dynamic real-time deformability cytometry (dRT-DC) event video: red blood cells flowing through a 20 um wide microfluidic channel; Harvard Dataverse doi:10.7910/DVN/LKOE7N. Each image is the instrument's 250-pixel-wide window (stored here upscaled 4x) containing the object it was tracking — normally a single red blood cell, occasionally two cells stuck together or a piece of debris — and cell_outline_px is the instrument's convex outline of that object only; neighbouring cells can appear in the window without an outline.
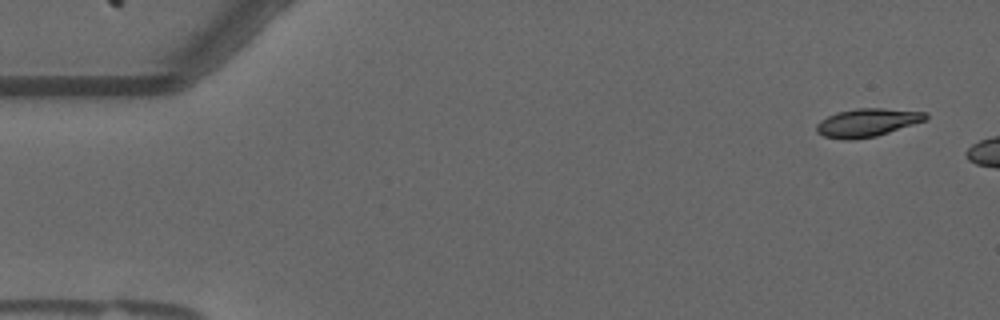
{"species": "common noctule bat (a hibernating species)", "species_latin": "Nyctalus noctula", "temperature_condition": "warm", "stored_images_in_passage": 5, "camera_frame_rate_fps": 3000, "um_per_image_px": 0.085, "animal": {"sex": "male", "forearm_length_mm": 52.5}, "frame": {"image": 1, "passage_image": 1, "time_ms": 0.0, "image_size_px": [1000, 320], "cell_outline_px": [[928, 120], [876, 136], [852, 140], [844, 140], [824, 136], [816, 132], [816, 124], [820, 120], [836, 112], [856, 108], [884, 108], [928, 112]], "centroid_in_image_um": [73.73, 10.41], "position_along_channel_um": 11.3, "area_um2": 18.15}}